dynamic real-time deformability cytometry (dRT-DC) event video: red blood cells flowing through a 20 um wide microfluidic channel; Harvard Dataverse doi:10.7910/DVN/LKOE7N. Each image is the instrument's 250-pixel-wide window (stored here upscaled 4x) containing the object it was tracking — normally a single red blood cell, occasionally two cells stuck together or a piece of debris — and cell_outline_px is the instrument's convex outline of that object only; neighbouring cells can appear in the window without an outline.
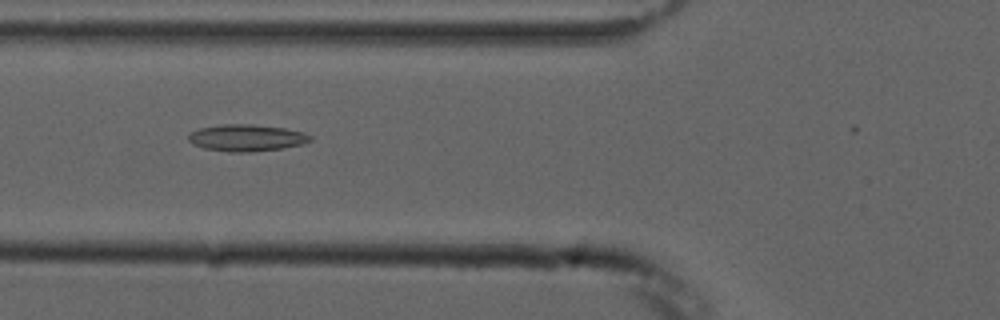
{"species": "common noctule bat (a hibernating species)", "species_latin": "Nyctalus noctula", "temperature_condition": "cold", "stored_images_in_passage": 8, "camera_frame_rate_fps": 3000, "um_per_image_px": 0.085, "animal": {"sex": "male", "forearm_length_mm": 52.5}, "frame": {"image": 1, "passage_image": 5, "time_ms": 6.0, "image_size_px": [1000, 320], "cell_outline_px": [[312, 140], [304, 144], [280, 148], [248, 152], [228, 152], [204, 148], [192, 144], [188, 140], [188, 132], [200, 128], [224, 124], [252, 124], [284, 128], [304, 132], [312, 136]], "centroid_in_image_um": [20.94, 11.71], "position_along_channel_um": 104.9, "area_um2": 19.07}}
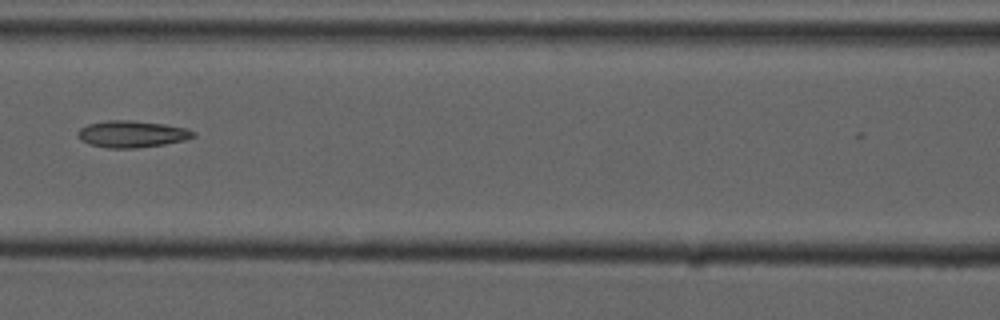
{"frame": {"image": 2, "passage_image": 6, "time_ms": 7.333, "image_size_px": [1000, 320], "cell_outline_px": [[196, 136], [184, 140], [164, 144], [136, 148], [108, 148], [88, 144], [80, 140], [76, 132], [80, 128], [88, 124], [108, 120], [132, 120], [164, 124], [184, 128], [196, 132]], "centroid_in_image_um": [11.18, 11.39], "position_along_channel_um": 155.4, "area_um2": 18.03}}
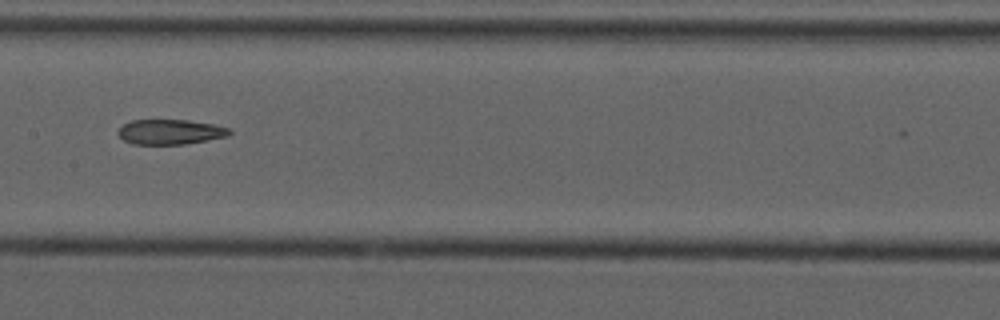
{"frame": {"image": 3, "passage_image": 7, "time_ms": 8.333, "image_size_px": [1000, 320], "cell_outline_px": [[232, 132], [228, 136], [184, 144], [132, 144], [124, 140], [116, 132], [124, 124], [132, 120], [188, 120], [212, 124], [228, 128]], "centroid_in_image_um": [14.45, 11.21], "position_along_channel_um": 192.9, "area_um2": 16.07}}